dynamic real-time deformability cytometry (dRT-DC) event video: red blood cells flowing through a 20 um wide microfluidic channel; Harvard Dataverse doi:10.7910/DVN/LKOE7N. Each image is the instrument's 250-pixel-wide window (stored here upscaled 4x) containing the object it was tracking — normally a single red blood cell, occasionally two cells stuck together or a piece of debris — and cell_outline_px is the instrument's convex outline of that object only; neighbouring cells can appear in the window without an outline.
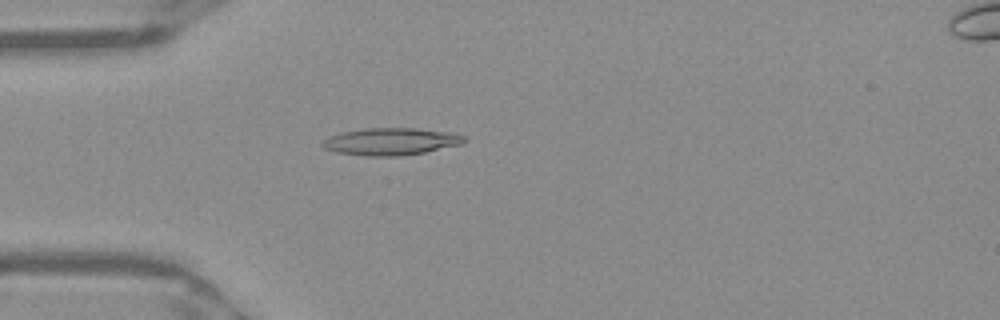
{"species": "Egyptian fruit bat (a non-hibernating species)", "species_latin": "Rousettus aegyptiacus", "temperature_condition": "warm", "stored_images_in_passage": 41, "camera_frame_rate_fps": 3000, "um_per_image_px": 0.085, "frame": {"image": 1, "passage_image": 4, "time_ms": 1.0, "image_size_px": [1000, 320], "cell_outline_px": [[464, 140], [460, 144], [424, 152], [400, 156], [368, 156], [336, 152], [324, 148], [320, 144], [328, 136], [340, 132], [364, 128], [416, 128], [452, 132], [464, 136]], "centroid_in_image_um": [33.17, 12.02], "position_along_channel_um": 51.8, "area_um2": 22.43}}
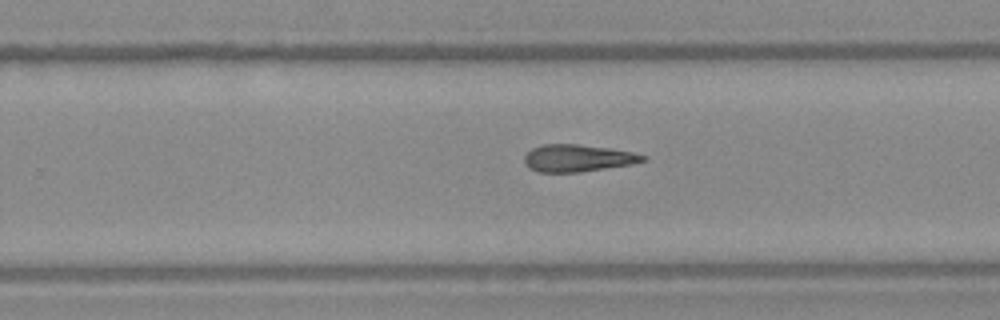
{"frame": {"image": 2, "passage_image": 22, "time_ms": 7.0, "image_size_px": [1000, 320], "cell_outline_px": [[648, 160], [632, 164], [580, 172], [540, 172], [528, 168], [524, 164], [524, 156], [532, 148], [544, 144], [576, 144], [608, 148], [632, 152], [644, 156]], "centroid_in_image_um": [49.07, 13.44], "position_along_channel_um": 280.7, "area_um2": 18.67}}
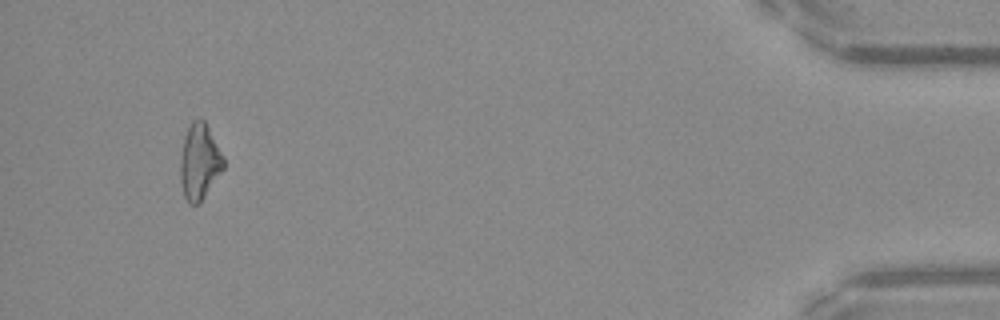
{"frame": {"image": 3, "passage_image": 38, "time_ms": 12.333, "image_size_px": [1000, 320], "cell_outline_px": [[224, 168], [200, 204], [188, 204], [184, 196], [180, 180], [180, 156], [184, 136], [192, 120], [204, 120], [224, 156]], "centroid_in_image_um": [16.95, 13.78], "position_along_channel_um": 418.3, "area_um2": 19.19}}